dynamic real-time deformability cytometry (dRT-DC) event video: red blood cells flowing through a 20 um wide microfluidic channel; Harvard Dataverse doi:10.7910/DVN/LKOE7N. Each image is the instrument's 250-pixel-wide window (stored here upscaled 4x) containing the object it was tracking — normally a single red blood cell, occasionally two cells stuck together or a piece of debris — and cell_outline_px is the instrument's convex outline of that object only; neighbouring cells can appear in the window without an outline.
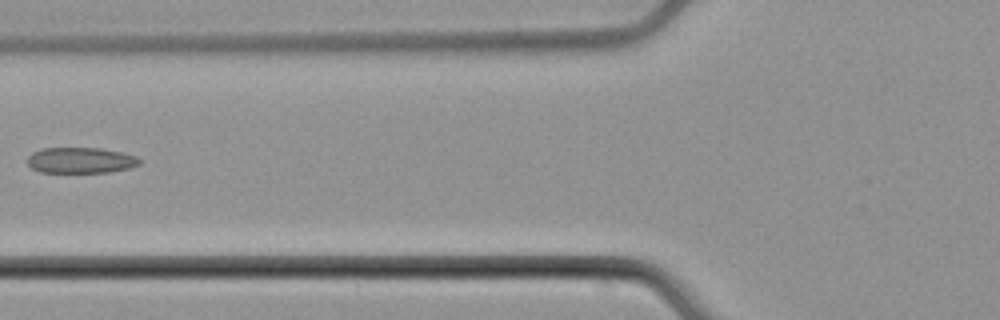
{"species": "common noctule bat (a hibernating species)", "species_latin": "Nyctalus noctula", "temperature_condition": "cold", "stored_images_in_passage": 7, "camera_frame_rate_fps": 3000, "um_per_image_px": 0.085, "animal": {"sex": "male", "body_mass_g": 21.5, "forearm_length_mm": 52.0}, "frame": {"image": 1, "passage_image": 7, "time_ms": 7.333, "image_size_px": [1000, 320], "cell_outline_px": [[140, 164], [128, 168], [108, 172], [40, 172], [32, 168], [28, 164], [28, 156], [32, 152], [44, 148], [100, 148], [124, 152], [136, 156], [140, 160]], "centroid_in_image_um": [6.86, 13.62], "position_along_channel_um": 118.9, "area_um2": 16.82}}